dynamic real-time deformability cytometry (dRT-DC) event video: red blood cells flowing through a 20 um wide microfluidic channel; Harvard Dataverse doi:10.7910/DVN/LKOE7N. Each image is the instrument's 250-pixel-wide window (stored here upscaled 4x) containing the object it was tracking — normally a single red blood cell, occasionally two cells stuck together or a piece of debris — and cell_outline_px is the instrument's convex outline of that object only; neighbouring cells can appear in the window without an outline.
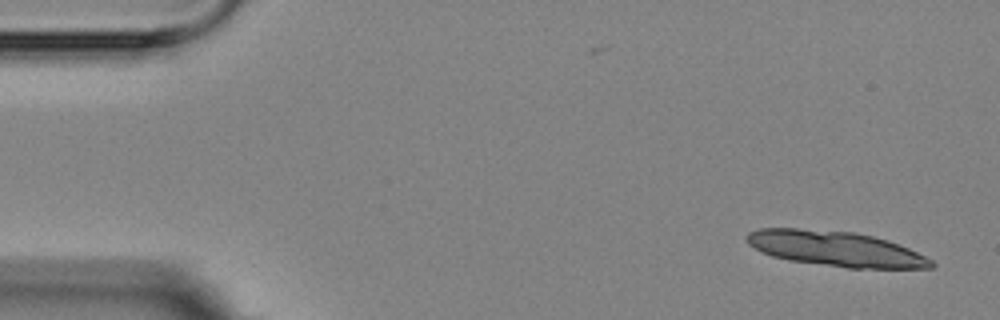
{"species": "Egyptian fruit bat (a non-hibernating species)", "species_latin": "Rousettus aegyptiacus", "temperature_condition": "room temperature", "stored_images_in_passage": 2, "camera_frame_rate_fps": 3000, "um_per_image_px": 0.085, "animal": {"sex": "female"}, "frame": {"image": 1, "passage_image": 2, "time_ms": 1.0, "image_size_px": [1000, 320], "cell_outline_px": [[936, 264], [932, 268], [848, 268], [788, 260], [772, 256], [748, 244], [744, 240], [744, 236], [748, 232], [760, 228], [796, 228], [852, 232], [872, 236], [888, 240], [908, 248], [932, 260]], "centroid_in_image_um": [71.0, 21.14], "position_along_channel_um": 14.0, "area_um2": 37.69}}